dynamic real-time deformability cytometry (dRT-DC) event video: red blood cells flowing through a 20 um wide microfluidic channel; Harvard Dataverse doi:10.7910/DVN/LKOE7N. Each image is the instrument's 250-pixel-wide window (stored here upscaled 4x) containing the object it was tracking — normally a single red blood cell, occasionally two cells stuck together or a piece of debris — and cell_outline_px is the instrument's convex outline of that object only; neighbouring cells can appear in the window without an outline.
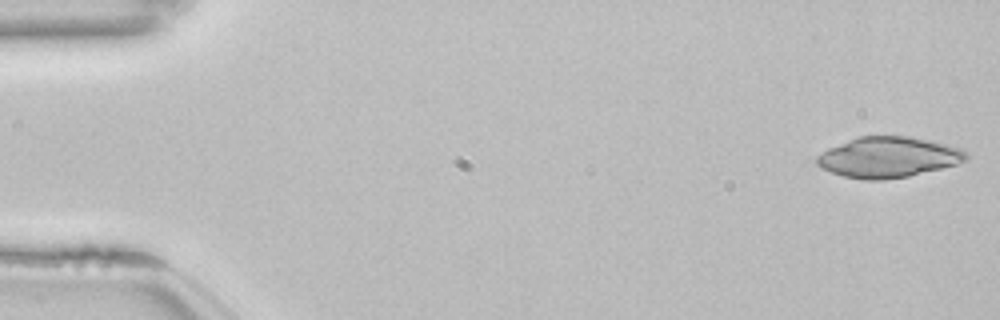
{"species": "common noctule bat (a hibernating species)", "species_latin": "Nyctalus noctula", "temperature_condition": "room temperature", "stored_images_in_passage": 52, "camera_frame_rate_fps": 3000, "um_per_image_px": 0.085, "animal": {"sex": "female", "body_mass_g": 22.7, "forearm_length_mm": 54.2}, "frame": {"image": 1, "passage_image": 1, "time_ms": 0.0, "image_size_px": [1000, 320], "cell_outline_px": [[968, 160], [956, 164], [908, 176], [884, 180], [864, 180], [844, 176], [820, 168], [816, 164], [816, 156], [828, 148], [860, 136], [908, 136], [928, 140], [960, 148], [968, 156]], "centroid_in_image_um": [75.47, 13.37], "position_along_channel_um": 9.5, "area_um2": 35.03}}